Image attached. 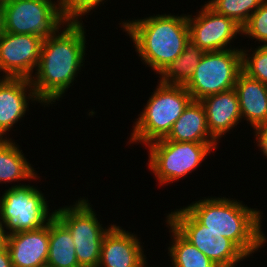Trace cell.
<instances>
[{
    "instance_id": "obj_1",
    "label": "cell",
    "mask_w": 267,
    "mask_h": 267,
    "mask_svg": "<svg viewBox=\"0 0 267 267\" xmlns=\"http://www.w3.org/2000/svg\"><path fill=\"white\" fill-rule=\"evenodd\" d=\"M83 24L70 19L65 28L43 39L39 64L30 80L44 107L64 97L85 64L88 43Z\"/></svg>"
},
{
    "instance_id": "obj_2",
    "label": "cell",
    "mask_w": 267,
    "mask_h": 267,
    "mask_svg": "<svg viewBox=\"0 0 267 267\" xmlns=\"http://www.w3.org/2000/svg\"><path fill=\"white\" fill-rule=\"evenodd\" d=\"M220 197H204L184 208L201 225L231 240L248 258L253 256L267 242L261 228L263 212L240 200Z\"/></svg>"
},
{
    "instance_id": "obj_3",
    "label": "cell",
    "mask_w": 267,
    "mask_h": 267,
    "mask_svg": "<svg viewBox=\"0 0 267 267\" xmlns=\"http://www.w3.org/2000/svg\"><path fill=\"white\" fill-rule=\"evenodd\" d=\"M124 21V22H123ZM119 25L133 41L143 64L160 74L183 52L190 38L187 15L157 14L123 20Z\"/></svg>"
},
{
    "instance_id": "obj_4",
    "label": "cell",
    "mask_w": 267,
    "mask_h": 267,
    "mask_svg": "<svg viewBox=\"0 0 267 267\" xmlns=\"http://www.w3.org/2000/svg\"><path fill=\"white\" fill-rule=\"evenodd\" d=\"M154 90L140 116L135 119L137 121L134 122L129 144L142 143L147 146L166 138L173 124L193 100L184 85L159 82Z\"/></svg>"
},
{
    "instance_id": "obj_5",
    "label": "cell",
    "mask_w": 267,
    "mask_h": 267,
    "mask_svg": "<svg viewBox=\"0 0 267 267\" xmlns=\"http://www.w3.org/2000/svg\"><path fill=\"white\" fill-rule=\"evenodd\" d=\"M218 142H175L165 138L148 144V169L158 185L181 180L197 169ZM199 165V166H198Z\"/></svg>"
},
{
    "instance_id": "obj_6",
    "label": "cell",
    "mask_w": 267,
    "mask_h": 267,
    "mask_svg": "<svg viewBox=\"0 0 267 267\" xmlns=\"http://www.w3.org/2000/svg\"><path fill=\"white\" fill-rule=\"evenodd\" d=\"M69 20L65 0H11L4 3L5 32L46 39L65 27Z\"/></svg>"
},
{
    "instance_id": "obj_7",
    "label": "cell",
    "mask_w": 267,
    "mask_h": 267,
    "mask_svg": "<svg viewBox=\"0 0 267 267\" xmlns=\"http://www.w3.org/2000/svg\"><path fill=\"white\" fill-rule=\"evenodd\" d=\"M91 202L83 197L54 210V216L72 235L80 267H98L104 235L114 225L102 226Z\"/></svg>"
},
{
    "instance_id": "obj_8",
    "label": "cell",
    "mask_w": 267,
    "mask_h": 267,
    "mask_svg": "<svg viewBox=\"0 0 267 267\" xmlns=\"http://www.w3.org/2000/svg\"><path fill=\"white\" fill-rule=\"evenodd\" d=\"M0 197V221L8 235L43 228L54 217L38 188L17 182Z\"/></svg>"
},
{
    "instance_id": "obj_9",
    "label": "cell",
    "mask_w": 267,
    "mask_h": 267,
    "mask_svg": "<svg viewBox=\"0 0 267 267\" xmlns=\"http://www.w3.org/2000/svg\"><path fill=\"white\" fill-rule=\"evenodd\" d=\"M241 72V48L205 52L184 87L193 100L200 101L207 96L235 88Z\"/></svg>"
},
{
    "instance_id": "obj_10",
    "label": "cell",
    "mask_w": 267,
    "mask_h": 267,
    "mask_svg": "<svg viewBox=\"0 0 267 267\" xmlns=\"http://www.w3.org/2000/svg\"><path fill=\"white\" fill-rule=\"evenodd\" d=\"M166 220L217 267H236L247 259L231 240L201 225L184 206L168 213Z\"/></svg>"
},
{
    "instance_id": "obj_11",
    "label": "cell",
    "mask_w": 267,
    "mask_h": 267,
    "mask_svg": "<svg viewBox=\"0 0 267 267\" xmlns=\"http://www.w3.org/2000/svg\"><path fill=\"white\" fill-rule=\"evenodd\" d=\"M205 3L194 17L187 15L190 38L205 52L239 49L232 48L231 43L242 34V27Z\"/></svg>"
},
{
    "instance_id": "obj_12",
    "label": "cell",
    "mask_w": 267,
    "mask_h": 267,
    "mask_svg": "<svg viewBox=\"0 0 267 267\" xmlns=\"http://www.w3.org/2000/svg\"><path fill=\"white\" fill-rule=\"evenodd\" d=\"M43 38L5 32L0 38V78L31 79L36 71ZM35 70V71H34Z\"/></svg>"
},
{
    "instance_id": "obj_13",
    "label": "cell",
    "mask_w": 267,
    "mask_h": 267,
    "mask_svg": "<svg viewBox=\"0 0 267 267\" xmlns=\"http://www.w3.org/2000/svg\"><path fill=\"white\" fill-rule=\"evenodd\" d=\"M139 238L114 224L103 237L98 267H144L147 258Z\"/></svg>"
},
{
    "instance_id": "obj_14",
    "label": "cell",
    "mask_w": 267,
    "mask_h": 267,
    "mask_svg": "<svg viewBox=\"0 0 267 267\" xmlns=\"http://www.w3.org/2000/svg\"><path fill=\"white\" fill-rule=\"evenodd\" d=\"M29 101L43 105L37 98L30 79L0 78V139H7L6 134L13 129L15 123L23 120L22 117L29 110Z\"/></svg>"
},
{
    "instance_id": "obj_15",
    "label": "cell",
    "mask_w": 267,
    "mask_h": 267,
    "mask_svg": "<svg viewBox=\"0 0 267 267\" xmlns=\"http://www.w3.org/2000/svg\"><path fill=\"white\" fill-rule=\"evenodd\" d=\"M12 267H42L49 253V222L40 229L8 235Z\"/></svg>"
},
{
    "instance_id": "obj_16",
    "label": "cell",
    "mask_w": 267,
    "mask_h": 267,
    "mask_svg": "<svg viewBox=\"0 0 267 267\" xmlns=\"http://www.w3.org/2000/svg\"><path fill=\"white\" fill-rule=\"evenodd\" d=\"M200 102L205 108L209 132L217 142L242 122L235 88L207 96Z\"/></svg>"
},
{
    "instance_id": "obj_17",
    "label": "cell",
    "mask_w": 267,
    "mask_h": 267,
    "mask_svg": "<svg viewBox=\"0 0 267 267\" xmlns=\"http://www.w3.org/2000/svg\"><path fill=\"white\" fill-rule=\"evenodd\" d=\"M241 117L251 128L263 127L267 123V85L241 72L236 80Z\"/></svg>"
},
{
    "instance_id": "obj_18",
    "label": "cell",
    "mask_w": 267,
    "mask_h": 267,
    "mask_svg": "<svg viewBox=\"0 0 267 267\" xmlns=\"http://www.w3.org/2000/svg\"><path fill=\"white\" fill-rule=\"evenodd\" d=\"M175 142H217L210 134L203 104L192 100L165 138Z\"/></svg>"
},
{
    "instance_id": "obj_19",
    "label": "cell",
    "mask_w": 267,
    "mask_h": 267,
    "mask_svg": "<svg viewBox=\"0 0 267 267\" xmlns=\"http://www.w3.org/2000/svg\"><path fill=\"white\" fill-rule=\"evenodd\" d=\"M16 143L9 137L0 139V183L34 181L40 178Z\"/></svg>"
},
{
    "instance_id": "obj_20",
    "label": "cell",
    "mask_w": 267,
    "mask_h": 267,
    "mask_svg": "<svg viewBox=\"0 0 267 267\" xmlns=\"http://www.w3.org/2000/svg\"><path fill=\"white\" fill-rule=\"evenodd\" d=\"M48 267H80L69 230L54 216L49 221Z\"/></svg>"
},
{
    "instance_id": "obj_21",
    "label": "cell",
    "mask_w": 267,
    "mask_h": 267,
    "mask_svg": "<svg viewBox=\"0 0 267 267\" xmlns=\"http://www.w3.org/2000/svg\"><path fill=\"white\" fill-rule=\"evenodd\" d=\"M204 53L205 51L189 38L183 52L165 67L159 74L158 81L166 85H185L193 76Z\"/></svg>"
},
{
    "instance_id": "obj_22",
    "label": "cell",
    "mask_w": 267,
    "mask_h": 267,
    "mask_svg": "<svg viewBox=\"0 0 267 267\" xmlns=\"http://www.w3.org/2000/svg\"><path fill=\"white\" fill-rule=\"evenodd\" d=\"M165 222L172 234L167 254L171 258L173 267H217L201 251L188 242L167 220Z\"/></svg>"
},
{
    "instance_id": "obj_23",
    "label": "cell",
    "mask_w": 267,
    "mask_h": 267,
    "mask_svg": "<svg viewBox=\"0 0 267 267\" xmlns=\"http://www.w3.org/2000/svg\"><path fill=\"white\" fill-rule=\"evenodd\" d=\"M265 0H208L217 13L233 19L241 27Z\"/></svg>"
},
{
    "instance_id": "obj_24",
    "label": "cell",
    "mask_w": 267,
    "mask_h": 267,
    "mask_svg": "<svg viewBox=\"0 0 267 267\" xmlns=\"http://www.w3.org/2000/svg\"><path fill=\"white\" fill-rule=\"evenodd\" d=\"M252 50V47L249 50L241 47L242 72L267 85V45L260 44Z\"/></svg>"
},
{
    "instance_id": "obj_25",
    "label": "cell",
    "mask_w": 267,
    "mask_h": 267,
    "mask_svg": "<svg viewBox=\"0 0 267 267\" xmlns=\"http://www.w3.org/2000/svg\"><path fill=\"white\" fill-rule=\"evenodd\" d=\"M252 40L267 45V0L250 16L248 21L242 26V34Z\"/></svg>"
},
{
    "instance_id": "obj_26",
    "label": "cell",
    "mask_w": 267,
    "mask_h": 267,
    "mask_svg": "<svg viewBox=\"0 0 267 267\" xmlns=\"http://www.w3.org/2000/svg\"><path fill=\"white\" fill-rule=\"evenodd\" d=\"M105 0H65L66 12L69 19L82 20L84 16L88 17L92 10L98 8L99 4H104ZM83 16V17H82Z\"/></svg>"
},
{
    "instance_id": "obj_27",
    "label": "cell",
    "mask_w": 267,
    "mask_h": 267,
    "mask_svg": "<svg viewBox=\"0 0 267 267\" xmlns=\"http://www.w3.org/2000/svg\"><path fill=\"white\" fill-rule=\"evenodd\" d=\"M254 132V138L255 141H257V146L258 148L260 147L261 151L263 153V156H265L267 158V131L263 128V127H257V128H253Z\"/></svg>"
},
{
    "instance_id": "obj_28",
    "label": "cell",
    "mask_w": 267,
    "mask_h": 267,
    "mask_svg": "<svg viewBox=\"0 0 267 267\" xmlns=\"http://www.w3.org/2000/svg\"><path fill=\"white\" fill-rule=\"evenodd\" d=\"M0 267H12V262L7 247L3 250H0Z\"/></svg>"
},
{
    "instance_id": "obj_29",
    "label": "cell",
    "mask_w": 267,
    "mask_h": 267,
    "mask_svg": "<svg viewBox=\"0 0 267 267\" xmlns=\"http://www.w3.org/2000/svg\"><path fill=\"white\" fill-rule=\"evenodd\" d=\"M8 233L4 228V224L0 221V250L7 247Z\"/></svg>"
},
{
    "instance_id": "obj_30",
    "label": "cell",
    "mask_w": 267,
    "mask_h": 267,
    "mask_svg": "<svg viewBox=\"0 0 267 267\" xmlns=\"http://www.w3.org/2000/svg\"><path fill=\"white\" fill-rule=\"evenodd\" d=\"M4 33V3L0 1V38Z\"/></svg>"
},
{
    "instance_id": "obj_31",
    "label": "cell",
    "mask_w": 267,
    "mask_h": 267,
    "mask_svg": "<svg viewBox=\"0 0 267 267\" xmlns=\"http://www.w3.org/2000/svg\"><path fill=\"white\" fill-rule=\"evenodd\" d=\"M0 1H2L3 3H6V2L11 1V0H0Z\"/></svg>"
},
{
    "instance_id": "obj_32",
    "label": "cell",
    "mask_w": 267,
    "mask_h": 267,
    "mask_svg": "<svg viewBox=\"0 0 267 267\" xmlns=\"http://www.w3.org/2000/svg\"><path fill=\"white\" fill-rule=\"evenodd\" d=\"M263 128L267 131V123L263 126Z\"/></svg>"
}]
</instances>
